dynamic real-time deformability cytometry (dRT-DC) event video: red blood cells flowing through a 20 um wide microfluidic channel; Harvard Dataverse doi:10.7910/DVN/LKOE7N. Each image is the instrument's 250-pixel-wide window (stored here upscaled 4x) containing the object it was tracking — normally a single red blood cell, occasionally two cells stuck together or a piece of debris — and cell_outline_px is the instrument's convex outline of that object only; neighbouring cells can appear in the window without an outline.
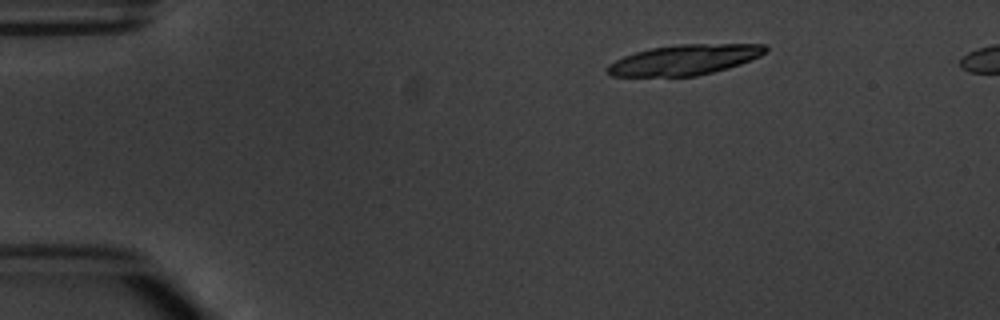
{"species": "common noctule bat (a hibernating species)", "species_latin": "Nyctalus noctula", "temperature_condition": "warm", "stored_images_in_passage": 2, "camera_frame_rate_fps": 3000, "um_per_image_px": 0.085, "animal": {"sex": "male", "body_mass_g": 20.1, "forearm_length_mm": 53.5}, "frame": {"image": 1, "passage_image": 2, "time_ms": 1.333, "image_size_px": [1000, 320], "cell_outline_px": [[768, 52], [760, 56], [740, 64], [728, 68], [696, 76], [612, 76], [604, 72], [604, 68], [608, 64], [624, 56], [636, 52], [652, 48], [680, 44], [764, 44], [768, 48]], "centroid_in_image_um": [58.17, 5.08], "position_along_channel_um": 26.8, "area_um2": 27.92}}